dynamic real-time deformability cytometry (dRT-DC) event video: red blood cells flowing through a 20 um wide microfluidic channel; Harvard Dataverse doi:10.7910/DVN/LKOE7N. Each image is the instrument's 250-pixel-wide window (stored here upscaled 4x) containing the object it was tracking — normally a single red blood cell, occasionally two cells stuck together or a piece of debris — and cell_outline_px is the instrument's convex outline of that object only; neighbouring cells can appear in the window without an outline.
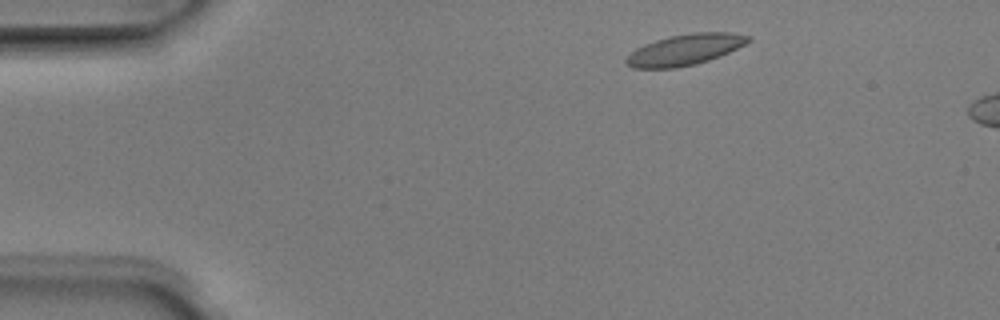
{"species": "Egyptian fruit bat (a non-hibernating species)", "species_latin": "Rousettus aegyptiacus", "temperature_condition": "room temperature", "stored_images_in_passage": 3, "camera_frame_rate_fps": 3000, "um_per_image_px": 0.085, "animal": {"sex": "male"}, "frame": {"image": 1, "passage_image": 1, "time_ms": 0.0, "image_size_px": [1000, 320], "cell_outline_px": [[752, 40], [720, 56], [696, 64], [676, 68], [632, 68], [624, 60], [636, 48], [644, 44], [668, 36], [692, 32], [732, 32], [752, 36]], "centroid_in_image_um": [58.24, 4.21], "position_along_channel_um": 26.8, "area_um2": 22.02}}